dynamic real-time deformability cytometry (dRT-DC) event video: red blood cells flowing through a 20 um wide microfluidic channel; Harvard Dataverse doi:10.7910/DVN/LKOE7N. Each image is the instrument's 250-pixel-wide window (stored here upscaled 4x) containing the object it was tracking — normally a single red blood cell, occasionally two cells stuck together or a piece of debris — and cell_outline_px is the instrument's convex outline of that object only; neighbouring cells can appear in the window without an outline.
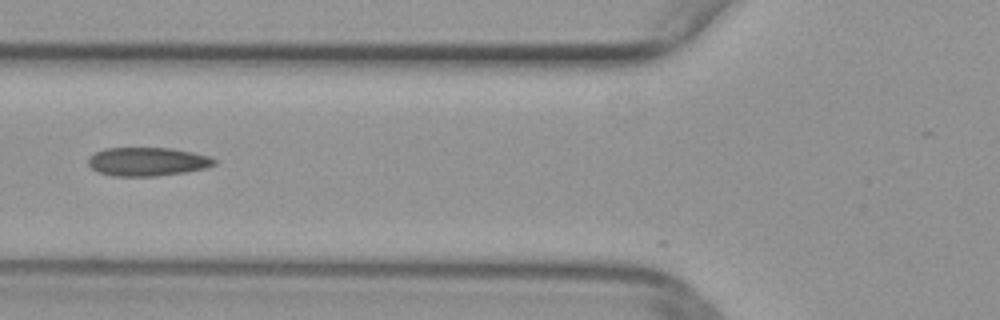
{"species": "common noctule bat (a hibernating species)", "species_latin": "Nyctalus noctula", "temperature_condition": "warm", "stored_images_in_passage": 29, "camera_frame_rate_fps": 3000, "um_per_image_px": 0.085, "animal": {"sex": "female", "body_mass_g": 29.2, "forearm_length_mm": 56.3}, "frame": {"image": 1, "passage_image": 2, "time_ms": 0.333, "image_size_px": [1000, 320], "cell_outline_px": [[216, 164], [208, 168], [184, 172], [156, 176], [112, 176], [96, 172], [88, 164], [88, 160], [96, 152], [104, 148], [172, 148], [192, 152], [208, 156], [216, 160]], "centroid_in_image_um": [12.53, 13.74], "position_along_channel_um": 113.3, "area_um2": 21.04}}
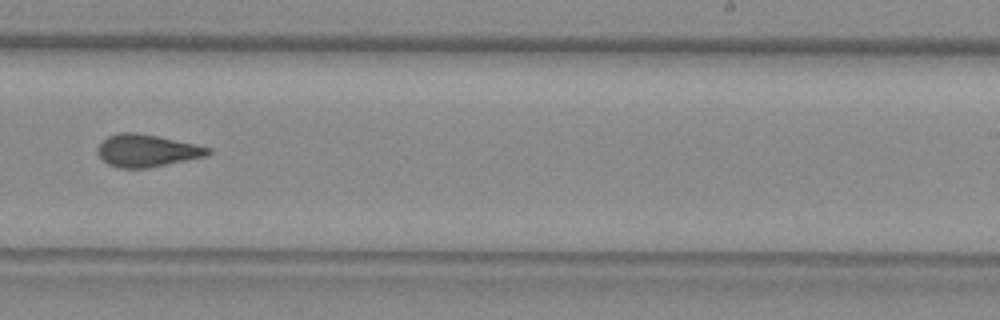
{"frame": {"image": 2, "passage_image": 14, "time_ms": 4.333, "image_size_px": [1000, 320], "cell_outline_px": [[212, 152], [208, 156], [148, 168], [120, 168], [108, 164], [96, 152], [96, 148], [108, 136], [120, 132], [136, 132], [196, 144], [212, 148]], "centroid_in_image_um": [12.51, 12.8], "position_along_channel_um": 276.5, "area_um2": 20.87}}
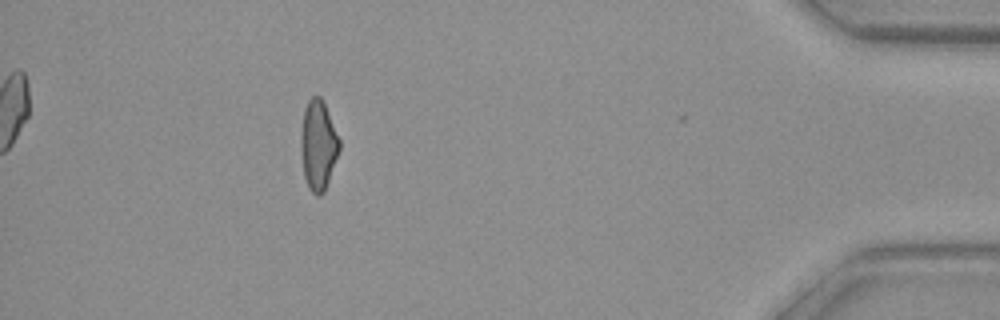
{"frame": {"image": 3, "passage_image": 28, "time_ms": 9.0, "image_size_px": [1000, 320], "cell_outline_px": [[340, 148], [324, 192], [320, 196], [316, 196], [308, 188], [304, 176], [300, 152], [300, 132], [304, 108], [308, 100], [312, 96], [320, 96], [324, 100], [340, 140]], "centroid_in_image_um": [27.03, 12.31], "position_along_channel_um": 408.2, "area_um2": 20.46}}